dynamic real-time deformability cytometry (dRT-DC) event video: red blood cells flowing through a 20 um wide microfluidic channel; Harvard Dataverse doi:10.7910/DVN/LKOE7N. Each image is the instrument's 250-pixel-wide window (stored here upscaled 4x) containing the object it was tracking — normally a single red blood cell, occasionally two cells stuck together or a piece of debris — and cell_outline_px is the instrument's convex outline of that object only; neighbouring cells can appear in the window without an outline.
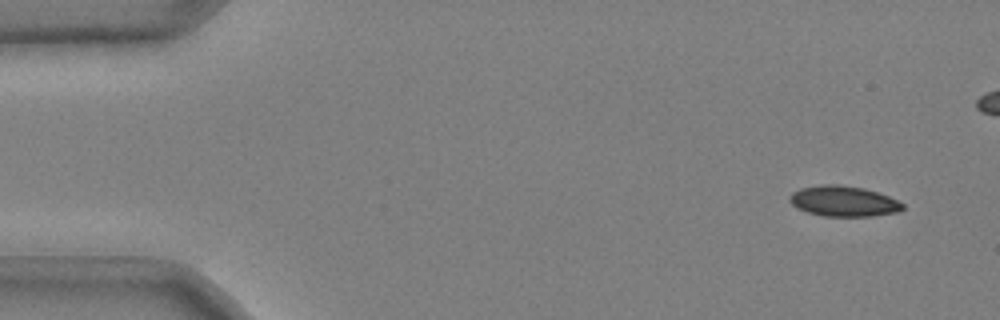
{"species": "common noctule bat (a hibernating species)", "species_latin": "Nyctalus noctula", "temperature_condition": "cold", "stored_images_in_passage": 44, "camera_frame_rate_fps": 3000, "um_per_image_px": 0.085, "animal": {"sex": "male", "body_mass_g": 20.4}, "frame": {"image": 1, "passage_image": 1, "time_ms": 0.0, "image_size_px": [1000, 320], "cell_outline_px": [[904, 208], [900, 212], [872, 216], [824, 216], [808, 212], [796, 208], [788, 200], [788, 196], [792, 192], [800, 188], [820, 184], [840, 184], [864, 188], [888, 196], [904, 204]], "centroid_in_image_um": [71.68, 17.09], "position_along_channel_um": 13.3, "area_um2": 20.29}}
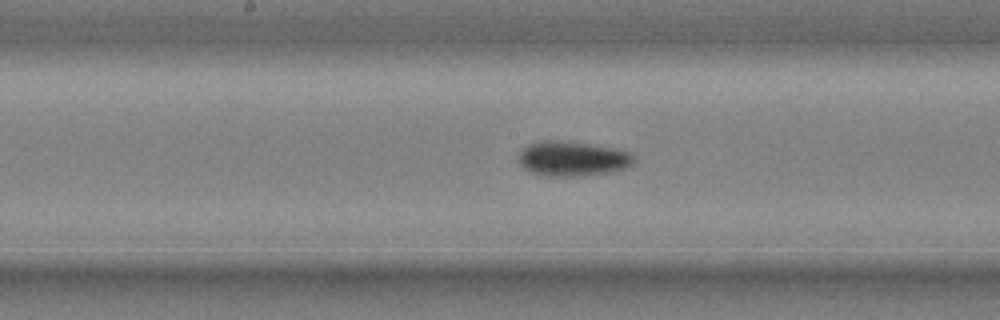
{"frame": {"image": 2, "passage_image": 25, "time_ms": 8.0, "image_size_px": [1000, 320], "cell_outline_px": [[636, 164], [624, 168], [608, 172], [584, 176], [548, 176], [532, 172], [524, 168], [520, 164], [520, 152], [528, 144], [548, 140], [552, 140], [592, 144], [616, 148], [632, 152], [636, 156]], "centroid_in_image_um": [48.75, 13.49], "position_along_channel_um": 199.4, "area_um2": 23.47}}
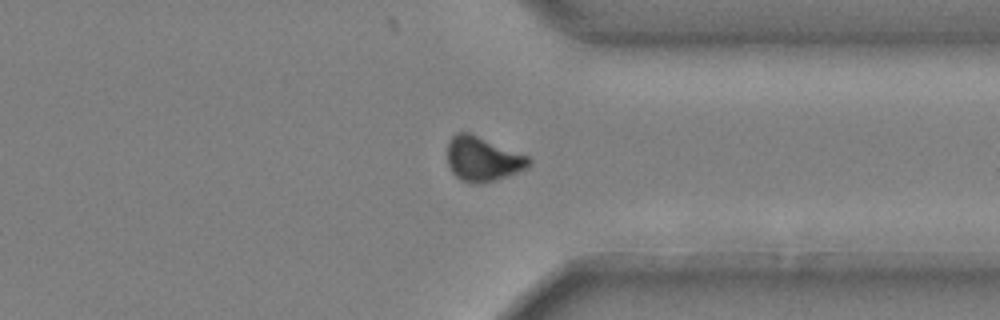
{"frame": {"image": 3, "passage_image": 39, "time_ms": 12.667, "image_size_px": [1000, 320], "cell_outline_px": [[532, 164], [528, 168], [508, 176], [496, 180], [480, 184], [476, 184], [460, 180], [452, 172], [448, 164], [448, 140], [456, 132], [468, 132], [528, 156], [532, 160]], "centroid_in_image_um": [41.04, 13.53], "position_along_channel_um": 370.4, "area_um2": 21.21}, "authors_computed_cell_mechanics": {"area_um2": 22.0218, "velocity_mm_per_s": 3.6861, "shape_relaxation_time_tau1_ms": 5.2822, "shape_relaxation_time_tau2_ms": null, "deformation_change_tau1": 0.1091, "deformation_change_tau2": null}}